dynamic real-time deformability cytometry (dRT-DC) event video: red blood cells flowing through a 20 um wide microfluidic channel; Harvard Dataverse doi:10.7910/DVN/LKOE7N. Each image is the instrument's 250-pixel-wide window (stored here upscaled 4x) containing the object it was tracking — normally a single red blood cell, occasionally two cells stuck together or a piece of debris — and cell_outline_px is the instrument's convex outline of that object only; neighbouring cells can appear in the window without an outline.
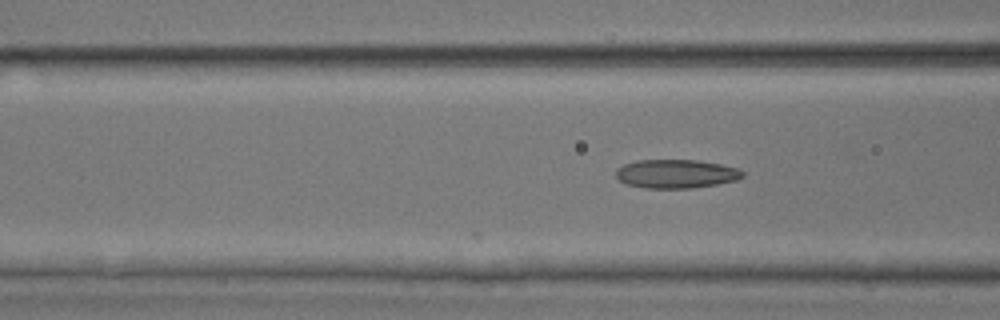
{"species": "common noctule bat (a hibernating species)", "species_latin": "Nyctalus noctula", "temperature_condition": "room temperature", "stored_images_in_passage": 21, "camera_frame_rate_fps": 3000, "um_per_image_px": 0.085, "animal": {"sex": "male", "body_mass_g": 17.9, "forearm_length_mm": 54.2}, "frame": {"image": 1, "passage_image": 21, "time_ms": 6.667, "image_size_px": [1000, 320], "cell_outline_px": [[744, 176], [736, 180], [716, 184], [692, 188], [644, 188], [628, 184], [620, 180], [616, 176], [616, 168], [624, 164], [636, 160], [696, 160], [720, 164], [740, 168], [744, 172]], "centroid_in_image_um": [57.48, 14.77], "position_along_channel_um": 109.1, "area_um2": 21.21}}